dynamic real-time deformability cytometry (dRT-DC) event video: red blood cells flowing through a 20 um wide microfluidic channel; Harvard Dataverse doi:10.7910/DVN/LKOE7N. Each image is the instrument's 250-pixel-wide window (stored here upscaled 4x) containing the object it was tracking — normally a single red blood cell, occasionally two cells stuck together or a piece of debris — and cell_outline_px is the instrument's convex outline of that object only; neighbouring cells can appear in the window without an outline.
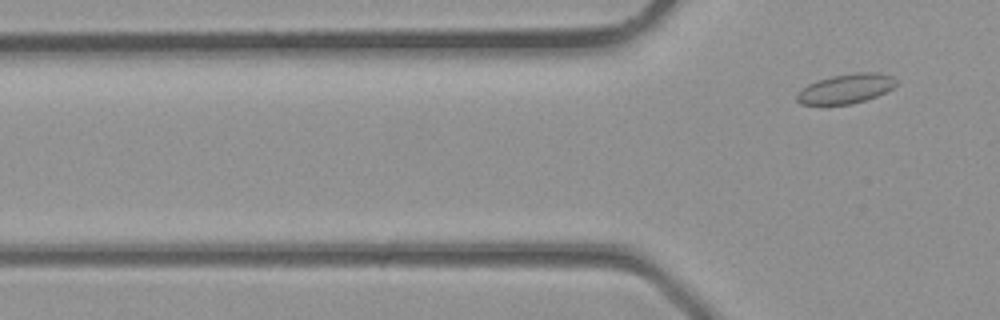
{"species": "common noctule bat (a hibernating species)", "species_latin": "Nyctalus noctula", "temperature_condition": "room temperature", "stored_images_in_passage": 3, "camera_frame_rate_fps": 3000, "um_per_image_px": 0.085, "animal": {"sex": "male", "body_mass_g": 23.1, "forearm_length_mm": 52.7}, "frame": {"image": 1, "passage_image": 3, "time_ms": 0.667, "image_size_px": [1000, 320], "cell_outline_px": [[900, 84], [876, 96], [852, 104], [800, 104], [796, 100], [796, 92], [808, 84], [816, 80], [832, 76], [856, 72], [876, 72], [892, 76], [900, 80]], "centroid_in_image_um": [71.92, 7.52], "position_along_channel_um": 53.9, "area_um2": 17.28}}